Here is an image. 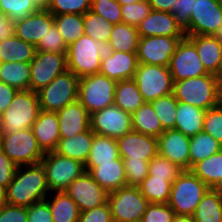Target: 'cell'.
<instances>
[{
    "mask_svg": "<svg viewBox=\"0 0 222 222\" xmlns=\"http://www.w3.org/2000/svg\"><path fill=\"white\" fill-rule=\"evenodd\" d=\"M48 191L50 193L41 163L18 166L13 180L5 188L6 202L10 205L30 207L33 203L46 199Z\"/></svg>",
    "mask_w": 222,
    "mask_h": 222,
    "instance_id": "obj_1",
    "label": "cell"
},
{
    "mask_svg": "<svg viewBox=\"0 0 222 222\" xmlns=\"http://www.w3.org/2000/svg\"><path fill=\"white\" fill-rule=\"evenodd\" d=\"M137 27L125 23L115 24L109 38L113 51L137 52L139 44Z\"/></svg>",
    "mask_w": 222,
    "mask_h": 222,
    "instance_id": "obj_37",
    "label": "cell"
},
{
    "mask_svg": "<svg viewBox=\"0 0 222 222\" xmlns=\"http://www.w3.org/2000/svg\"><path fill=\"white\" fill-rule=\"evenodd\" d=\"M151 10L147 0L122 5V23L137 27L149 15Z\"/></svg>",
    "mask_w": 222,
    "mask_h": 222,
    "instance_id": "obj_47",
    "label": "cell"
},
{
    "mask_svg": "<svg viewBox=\"0 0 222 222\" xmlns=\"http://www.w3.org/2000/svg\"><path fill=\"white\" fill-rule=\"evenodd\" d=\"M121 6L125 4L135 3V2H141L146 0H116Z\"/></svg>",
    "mask_w": 222,
    "mask_h": 222,
    "instance_id": "obj_64",
    "label": "cell"
},
{
    "mask_svg": "<svg viewBox=\"0 0 222 222\" xmlns=\"http://www.w3.org/2000/svg\"><path fill=\"white\" fill-rule=\"evenodd\" d=\"M0 8L13 22L39 10L33 0H0Z\"/></svg>",
    "mask_w": 222,
    "mask_h": 222,
    "instance_id": "obj_44",
    "label": "cell"
},
{
    "mask_svg": "<svg viewBox=\"0 0 222 222\" xmlns=\"http://www.w3.org/2000/svg\"><path fill=\"white\" fill-rule=\"evenodd\" d=\"M184 38L170 36L140 37L136 52L138 63L168 67L178 43Z\"/></svg>",
    "mask_w": 222,
    "mask_h": 222,
    "instance_id": "obj_15",
    "label": "cell"
},
{
    "mask_svg": "<svg viewBox=\"0 0 222 222\" xmlns=\"http://www.w3.org/2000/svg\"><path fill=\"white\" fill-rule=\"evenodd\" d=\"M27 214V222H53L47 199L37 201L27 207Z\"/></svg>",
    "mask_w": 222,
    "mask_h": 222,
    "instance_id": "obj_53",
    "label": "cell"
},
{
    "mask_svg": "<svg viewBox=\"0 0 222 222\" xmlns=\"http://www.w3.org/2000/svg\"><path fill=\"white\" fill-rule=\"evenodd\" d=\"M175 212L167 203H150L142 216V222H172Z\"/></svg>",
    "mask_w": 222,
    "mask_h": 222,
    "instance_id": "obj_50",
    "label": "cell"
},
{
    "mask_svg": "<svg viewBox=\"0 0 222 222\" xmlns=\"http://www.w3.org/2000/svg\"><path fill=\"white\" fill-rule=\"evenodd\" d=\"M206 110L199 107L178 102L176 109L175 130L188 137L195 136L203 131Z\"/></svg>",
    "mask_w": 222,
    "mask_h": 222,
    "instance_id": "obj_28",
    "label": "cell"
},
{
    "mask_svg": "<svg viewBox=\"0 0 222 222\" xmlns=\"http://www.w3.org/2000/svg\"><path fill=\"white\" fill-rule=\"evenodd\" d=\"M53 17L54 24L56 25L67 46L85 34L83 26V15L59 14L53 15Z\"/></svg>",
    "mask_w": 222,
    "mask_h": 222,
    "instance_id": "obj_39",
    "label": "cell"
},
{
    "mask_svg": "<svg viewBox=\"0 0 222 222\" xmlns=\"http://www.w3.org/2000/svg\"><path fill=\"white\" fill-rule=\"evenodd\" d=\"M152 10L169 12L177 0H147Z\"/></svg>",
    "mask_w": 222,
    "mask_h": 222,
    "instance_id": "obj_59",
    "label": "cell"
},
{
    "mask_svg": "<svg viewBox=\"0 0 222 222\" xmlns=\"http://www.w3.org/2000/svg\"><path fill=\"white\" fill-rule=\"evenodd\" d=\"M39 112L37 92L18 90L8 108L0 114V135L31 128Z\"/></svg>",
    "mask_w": 222,
    "mask_h": 222,
    "instance_id": "obj_3",
    "label": "cell"
},
{
    "mask_svg": "<svg viewBox=\"0 0 222 222\" xmlns=\"http://www.w3.org/2000/svg\"><path fill=\"white\" fill-rule=\"evenodd\" d=\"M27 207L4 204L0 208V222H27Z\"/></svg>",
    "mask_w": 222,
    "mask_h": 222,
    "instance_id": "obj_55",
    "label": "cell"
},
{
    "mask_svg": "<svg viewBox=\"0 0 222 222\" xmlns=\"http://www.w3.org/2000/svg\"><path fill=\"white\" fill-rule=\"evenodd\" d=\"M14 35V22L0 8V42Z\"/></svg>",
    "mask_w": 222,
    "mask_h": 222,
    "instance_id": "obj_58",
    "label": "cell"
},
{
    "mask_svg": "<svg viewBox=\"0 0 222 222\" xmlns=\"http://www.w3.org/2000/svg\"><path fill=\"white\" fill-rule=\"evenodd\" d=\"M172 222H195L192 216L175 214Z\"/></svg>",
    "mask_w": 222,
    "mask_h": 222,
    "instance_id": "obj_60",
    "label": "cell"
},
{
    "mask_svg": "<svg viewBox=\"0 0 222 222\" xmlns=\"http://www.w3.org/2000/svg\"><path fill=\"white\" fill-rule=\"evenodd\" d=\"M31 129L38 145L45 153L56 149L60 140L57 112L40 110Z\"/></svg>",
    "mask_w": 222,
    "mask_h": 222,
    "instance_id": "obj_24",
    "label": "cell"
},
{
    "mask_svg": "<svg viewBox=\"0 0 222 222\" xmlns=\"http://www.w3.org/2000/svg\"><path fill=\"white\" fill-rule=\"evenodd\" d=\"M216 189L222 192V181H221L220 185Z\"/></svg>",
    "mask_w": 222,
    "mask_h": 222,
    "instance_id": "obj_67",
    "label": "cell"
},
{
    "mask_svg": "<svg viewBox=\"0 0 222 222\" xmlns=\"http://www.w3.org/2000/svg\"><path fill=\"white\" fill-rule=\"evenodd\" d=\"M83 26L85 35L96 41L109 42L114 25L89 10L83 14Z\"/></svg>",
    "mask_w": 222,
    "mask_h": 222,
    "instance_id": "obj_41",
    "label": "cell"
},
{
    "mask_svg": "<svg viewBox=\"0 0 222 222\" xmlns=\"http://www.w3.org/2000/svg\"><path fill=\"white\" fill-rule=\"evenodd\" d=\"M194 1L196 2L197 0H177L169 11L174 15L176 22L183 30L190 24V15L193 10Z\"/></svg>",
    "mask_w": 222,
    "mask_h": 222,
    "instance_id": "obj_52",
    "label": "cell"
},
{
    "mask_svg": "<svg viewBox=\"0 0 222 222\" xmlns=\"http://www.w3.org/2000/svg\"><path fill=\"white\" fill-rule=\"evenodd\" d=\"M113 222L140 221L150 202L138 187L125 186L108 194Z\"/></svg>",
    "mask_w": 222,
    "mask_h": 222,
    "instance_id": "obj_10",
    "label": "cell"
},
{
    "mask_svg": "<svg viewBox=\"0 0 222 222\" xmlns=\"http://www.w3.org/2000/svg\"><path fill=\"white\" fill-rule=\"evenodd\" d=\"M0 81L16 90H28L30 81V63H2L0 65Z\"/></svg>",
    "mask_w": 222,
    "mask_h": 222,
    "instance_id": "obj_36",
    "label": "cell"
},
{
    "mask_svg": "<svg viewBox=\"0 0 222 222\" xmlns=\"http://www.w3.org/2000/svg\"><path fill=\"white\" fill-rule=\"evenodd\" d=\"M79 78L66 70L47 86L37 91L40 110L58 112L67 104L78 100Z\"/></svg>",
    "mask_w": 222,
    "mask_h": 222,
    "instance_id": "obj_6",
    "label": "cell"
},
{
    "mask_svg": "<svg viewBox=\"0 0 222 222\" xmlns=\"http://www.w3.org/2000/svg\"><path fill=\"white\" fill-rule=\"evenodd\" d=\"M168 68L173 81L209 74L197 54L195 45L187 37L178 43Z\"/></svg>",
    "mask_w": 222,
    "mask_h": 222,
    "instance_id": "obj_14",
    "label": "cell"
},
{
    "mask_svg": "<svg viewBox=\"0 0 222 222\" xmlns=\"http://www.w3.org/2000/svg\"><path fill=\"white\" fill-rule=\"evenodd\" d=\"M133 79L145 102L173 93L174 82L168 67L139 63Z\"/></svg>",
    "mask_w": 222,
    "mask_h": 222,
    "instance_id": "obj_11",
    "label": "cell"
},
{
    "mask_svg": "<svg viewBox=\"0 0 222 222\" xmlns=\"http://www.w3.org/2000/svg\"><path fill=\"white\" fill-rule=\"evenodd\" d=\"M203 132L210 134L222 145V112L217 107L206 111Z\"/></svg>",
    "mask_w": 222,
    "mask_h": 222,
    "instance_id": "obj_51",
    "label": "cell"
},
{
    "mask_svg": "<svg viewBox=\"0 0 222 222\" xmlns=\"http://www.w3.org/2000/svg\"><path fill=\"white\" fill-rule=\"evenodd\" d=\"M216 107L222 112V85L218 89Z\"/></svg>",
    "mask_w": 222,
    "mask_h": 222,
    "instance_id": "obj_61",
    "label": "cell"
},
{
    "mask_svg": "<svg viewBox=\"0 0 222 222\" xmlns=\"http://www.w3.org/2000/svg\"><path fill=\"white\" fill-rule=\"evenodd\" d=\"M216 76L219 80V84L222 85V60H221L220 68H219L218 73L216 74Z\"/></svg>",
    "mask_w": 222,
    "mask_h": 222,
    "instance_id": "obj_65",
    "label": "cell"
},
{
    "mask_svg": "<svg viewBox=\"0 0 222 222\" xmlns=\"http://www.w3.org/2000/svg\"><path fill=\"white\" fill-rule=\"evenodd\" d=\"M192 217L195 222H222V192L209 188Z\"/></svg>",
    "mask_w": 222,
    "mask_h": 222,
    "instance_id": "obj_31",
    "label": "cell"
},
{
    "mask_svg": "<svg viewBox=\"0 0 222 222\" xmlns=\"http://www.w3.org/2000/svg\"><path fill=\"white\" fill-rule=\"evenodd\" d=\"M140 37L170 36L186 37L185 31L170 12L151 10L149 15L137 26Z\"/></svg>",
    "mask_w": 222,
    "mask_h": 222,
    "instance_id": "obj_21",
    "label": "cell"
},
{
    "mask_svg": "<svg viewBox=\"0 0 222 222\" xmlns=\"http://www.w3.org/2000/svg\"><path fill=\"white\" fill-rule=\"evenodd\" d=\"M222 25V8L219 0L194 1L186 35H215Z\"/></svg>",
    "mask_w": 222,
    "mask_h": 222,
    "instance_id": "obj_16",
    "label": "cell"
},
{
    "mask_svg": "<svg viewBox=\"0 0 222 222\" xmlns=\"http://www.w3.org/2000/svg\"><path fill=\"white\" fill-rule=\"evenodd\" d=\"M144 103L145 101L133 78L121 80L116 83L114 104L120 109L132 115Z\"/></svg>",
    "mask_w": 222,
    "mask_h": 222,
    "instance_id": "obj_32",
    "label": "cell"
},
{
    "mask_svg": "<svg viewBox=\"0 0 222 222\" xmlns=\"http://www.w3.org/2000/svg\"><path fill=\"white\" fill-rule=\"evenodd\" d=\"M222 149V145L210 134L199 132L190 137V167L194 164L216 154Z\"/></svg>",
    "mask_w": 222,
    "mask_h": 222,
    "instance_id": "obj_38",
    "label": "cell"
},
{
    "mask_svg": "<svg viewBox=\"0 0 222 222\" xmlns=\"http://www.w3.org/2000/svg\"><path fill=\"white\" fill-rule=\"evenodd\" d=\"M138 64L136 52L114 51L106 60L101 61L99 73L116 82L132 79Z\"/></svg>",
    "mask_w": 222,
    "mask_h": 222,
    "instance_id": "obj_23",
    "label": "cell"
},
{
    "mask_svg": "<svg viewBox=\"0 0 222 222\" xmlns=\"http://www.w3.org/2000/svg\"><path fill=\"white\" fill-rule=\"evenodd\" d=\"M119 156L122 160L151 161L158 155L156 137L141 134L134 130L117 139Z\"/></svg>",
    "mask_w": 222,
    "mask_h": 222,
    "instance_id": "obj_19",
    "label": "cell"
},
{
    "mask_svg": "<svg viewBox=\"0 0 222 222\" xmlns=\"http://www.w3.org/2000/svg\"><path fill=\"white\" fill-rule=\"evenodd\" d=\"M90 129L95 134L118 139L133 130L132 116L112 104L90 114Z\"/></svg>",
    "mask_w": 222,
    "mask_h": 222,
    "instance_id": "obj_13",
    "label": "cell"
},
{
    "mask_svg": "<svg viewBox=\"0 0 222 222\" xmlns=\"http://www.w3.org/2000/svg\"><path fill=\"white\" fill-rule=\"evenodd\" d=\"M91 11L113 25L122 23L121 5L116 0H92Z\"/></svg>",
    "mask_w": 222,
    "mask_h": 222,
    "instance_id": "obj_46",
    "label": "cell"
},
{
    "mask_svg": "<svg viewBox=\"0 0 222 222\" xmlns=\"http://www.w3.org/2000/svg\"><path fill=\"white\" fill-rule=\"evenodd\" d=\"M36 54V46L19 39L17 36L0 42V57L2 62L30 63Z\"/></svg>",
    "mask_w": 222,
    "mask_h": 222,
    "instance_id": "obj_30",
    "label": "cell"
},
{
    "mask_svg": "<svg viewBox=\"0 0 222 222\" xmlns=\"http://www.w3.org/2000/svg\"><path fill=\"white\" fill-rule=\"evenodd\" d=\"M127 186H139L148 176L149 161L123 160Z\"/></svg>",
    "mask_w": 222,
    "mask_h": 222,
    "instance_id": "obj_49",
    "label": "cell"
},
{
    "mask_svg": "<svg viewBox=\"0 0 222 222\" xmlns=\"http://www.w3.org/2000/svg\"><path fill=\"white\" fill-rule=\"evenodd\" d=\"M94 132L89 128L70 138H60L56 149L57 154L75 159L85 165L91 146L93 144Z\"/></svg>",
    "mask_w": 222,
    "mask_h": 222,
    "instance_id": "obj_27",
    "label": "cell"
},
{
    "mask_svg": "<svg viewBox=\"0 0 222 222\" xmlns=\"http://www.w3.org/2000/svg\"><path fill=\"white\" fill-rule=\"evenodd\" d=\"M65 192L75 201L80 212L91 210L108 202L109 193L87 171L76 178Z\"/></svg>",
    "mask_w": 222,
    "mask_h": 222,
    "instance_id": "obj_17",
    "label": "cell"
},
{
    "mask_svg": "<svg viewBox=\"0 0 222 222\" xmlns=\"http://www.w3.org/2000/svg\"><path fill=\"white\" fill-rule=\"evenodd\" d=\"M116 81L96 73L79 78L78 101L93 114L114 104Z\"/></svg>",
    "mask_w": 222,
    "mask_h": 222,
    "instance_id": "obj_7",
    "label": "cell"
},
{
    "mask_svg": "<svg viewBox=\"0 0 222 222\" xmlns=\"http://www.w3.org/2000/svg\"><path fill=\"white\" fill-rule=\"evenodd\" d=\"M173 94L178 102L203 110L216 107L219 80L215 74L173 81Z\"/></svg>",
    "mask_w": 222,
    "mask_h": 222,
    "instance_id": "obj_4",
    "label": "cell"
},
{
    "mask_svg": "<svg viewBox=\"0 0 222 222\" xmlns=\"http://www.w3.org/2000/svg\"><path fill=\"white\" fill-rule=\"evenodd\" d=\"M6 203L5 188L0 185V208Z\"/></svg>",
    "mask_w": 222,
    "mask_h": 222,
    "instance_id": "obj_63",
    "label": "cell"
},
{
    "mask_svg": "<svg viewBox=\"0 0 222 222\" xmlns=\"http://www.w3.org/2000/svg\"><path fill=\"white\" fill-rule=\"evenodd\" d=\"M44 167L47 185L50 191L61 192L86 170L81 162L57 154L55 151L46 152L40 161Z\"/></svg>",
    "mask_w": 222,
    "mask_h": 222,
    "instance_id": "obj_9",
    "label": "cell"
},
{
    "mask_svg": "<svg viewBox=\"0 0 222 222\" xmlns=\"http://www.w3.org/2000/svg\"><path fill=\"white\" fill-rule=\"evenodd\" d=\"M54 198L48 199L53 222H78L80 210L75 201L65 192H55Z\"/></svg>",
    "mask_w": 222,
    "mask_h": 222,
    "instance_id": "obj_35",
    "label": "cell"
},
{
    "mask_svg": "<svg viewBox=\"0 0 222 222\" xmlns=\"http://www.w3.org/2000/svg\"><path fill=\"white\" fill-rule=\"evenodd\" d=\"M222 43V25L214 35Z\"/></svg>",
    "mask_w": 222,
    "mask_h": 222,
    "instance_id": "obj_66",
    "label": "cell"
},
{
    "mask_svg": "<svg viewBox=\"0 0 222 222\" xmlns=\"http://www.w3.org/2000/svg\"><path fill=\"white\" fill-rule=\"evenodd\" d=\"M183 171L178 165L158 154L149 162L148 175L165 178L172 184Z\"/></svg>",
    "mask_w": 222,
    "mask_h": 222,
    "instance_id": "obj_43",
    "label": "cell"
},
{
    "mask_svg": "<svg viewBox=\"0 0 222 222\" xmlns=\"http://www.w3.org/2000/svg\"><path fill=\"white\" fill-rule=\"evenodd\" d=\"M208 73L217 74L222 60V43L214 35H186Z\"/></svg>",
    "mask_w": 222,
    "mask_h": 222,
    "instance_id": "obj_25",
    "label": "cell"
},
{
    "mask_svg": "<svg viewBox=\"0 0 222 222\" xmlns=\"http://www.w3.org/2000/svg\"><path fill=\"white\" fill-rule=\"evenodd\" d=\"M131 116L132 128L136 132L158 138L164 131L150 102H145Z\"/></svg>",
    "mask_w": 222,
    "mask_h": 222,
    "instance_id": "obj_34",
    "label": "cell"
},
{
    "mask_svg": "<svg viewBox=\"0 0 222 222\" xmlns=\"http://www.w3.org/2000/svg\"><path fill=\"white\" fill-rule=\"evenodd\" d=\"M78 222H113L108 202L91 210L80 212Z\"/></svg>",
    "mask_w": 222,
    "mask_h": 222,
    "instance_id": "obj_54",
    "label": "cell"
},
{
    "mask_svg": "<svg viewBox=\"0 0 222 222\" xmlns=\"http://www.w3.org/2000/svg\"><path fill=\"white\" fill-rule=\"evenodd\" d=\"M17 165L0 149V185L6 188L13 180Z\"/></svg>",
    "mask_w": 222,
    "mask_h": 222,
    "instance_id": "obj_56",
    "label": "cell"
},
{
    "mask_svg": "<svg viewBox=\"0 0 222 222\" xmlns=\"http://www.w3.org/2000/svg\"><path fill=\"white\" fill-rule=\"evenodd\" d=\"M68 46L58 31L55 24L51 26L47 34L36 45V51L67 54Z\"/></svg>",
    "mask_w": 222,
    "mask_h": 222,
    "instance_id": "obj_48",
    "label": "cell"
},
{
    "mask_svg": "<svg viewBox=\"0 0 222 222\" xmlns=\"http://www.w3.org/2000/svg\"><path fill=\"white\" fill-rule=\"evenodd\" d=\"M190 171L209 188L216 189L222 181V149L194 164Z\"/></svg>",
    "mask_w": 222,
    "mask_h": 222,
    "instance_id": "obj_33",
    "label": "cell"
},
{
    "mask_svg": "<svg viewBox=\"0 0 222 222\" xmlns=\"http://www.w3.org/2000/svg\"><path fill=\"white\" fill-rule=\"evenodd\" d=\"M33 2L39 9H46L49 4V0H33Z\"/></svg>",
    "mask_w": 222,
    "mask_h": 222,
    "instance_id": "obj_62",
    "label": "cell"
},
{
    "mask_svg": "<svg viewBox=\"0 0 222 222\" xmlns=\"http://www.w3.org/2000/svg\"><path fill=\"white\" fill-rule=\"evenodd\" d=\"M150 103L163 126V130L175 129L178 101L174 94L162 96Z\"/></svg>",
    "mask_w": 222,
    "mask_h": 222,
    "instance_id": "obj_42",
    "label": "cell"
},
{
    "mask_svg": "<svg viewBox=\"0 0 222 222\" xmlns=\"http://www.w3.org/2000/svg\"><path fill=\"white\" fill-rule=\"evenodd\" d=\"M0 149L17 166L38 164L45 156L31 128L0 135Z\"/></svg>",
    "mask_w": 222,
    "mask_h": 222,
    "instance_id": "obj_8",
    "label": "cell"
},
{
    "mask_svg": "<svg viewBox=\"0 0 222 222\" xmlns=\"http://www.w3.org/2000/svg\"><path fill=\"white\" fill-rule=\"evenodd\" d=\"M171 186L165 178L148 175L137 187L150 203H168Z\"/></svg>",
    "mask_w": 222,
    "mask_h": 222,
    "instance_id": "obj_40",
    "label": "cell"
},
{
    "mask_svg": "<svg viewBox=\"0 0 222 222\" xmlns=\"http://www.w3.org/2000/svg\"><path fill=\"white\" fill-rule=\"evenodd\" d=\"M119 157L117 139L94 134L89 157L85 163V170L90 172L98 163L112 162Z\"/></svg>",
    "mask_w": 222,
    "mask_h": 222,
    "instance_id": "obj_29",
    "label": "cell"
},
{
    "mask_svg": "<svg viewBox=\"0 0 222 222\" xmlns=\"http://www.w3.org/2000/svg\"><path fill=\"white\" fill-rule=\"evenodd\" d=\"M89 173L108 193L127 186L124 162L120 157L112 162L98 163Z\"/></svg>",
    "mask_w": 222,
    "mask_h": 222,
    "instance_id": "obj_26",
    "label": "cell"
},
{
    "mask_svg": "<svg viewBox=\"0 0 222 222\" xmlns=\"http://www.w3.org/2000/svg\"><path fill=\"white\" fill-rule=\"evenodd\" d=\"M92 0H49L47 9L53 15L85 14L91 10Z\"/></svg>",
    "mask_w": 222,
    "mask_h": 222,
    "instance_id": "obj_45",
    "label": "cell"
},
{
    "mask_svg": "<svg viewBox=\"0 0 222 222\" xmlns=\"http://www.w3.org/2000/svg\"><path fill=\"white\" fill-rule=\"evenodd\" d=\"M208 189L191 171H183L172 183L167 204L178 215L193 216Z\"/></svg>",
    "mask_w": 222,
    "mask_h": 222,
    "instance_id": "obj_5",
    "label": "cell"
},
{
    "mask_svg": "<svg viewBox=\"0 0 222 222\" xmlns=\"http://www.w3.org/2000/svg\"><path fill=\"white\" fill-rule=\"evenodd\" d=\"M17 91L15 88L0 81V114L8 108Z\"/></svg>",
    "mask_w": 222,
    "mask_h": 222,
    "instance_id": "obj_57",
    "label": "cell"
},
{
    "mask_svg": "<svg viewBox=\"0 0 222 222\" xmlns=\"http://www.w3.org/2000/svg\"><path fill=\"white\" fill-rule=\"evenodd\" d=\"M60 138H70L90 128V113L76 100L57 112Z\"/></svg>",
    "mask_w": 222,
    "mask_h": 222,
    "instance_id": "obj_22",
    "label": "cell"
},
{
    "mask_svg": "<svg viewBox=\"0 0 222 222\" xmlns=\"http://www.w3.org/2000/svg\"><path fill=\"white\" fill-rule=\"evenodd\" d=\"M53 24V14L47 8L39 9L26 18L14 22V35L36 46Z\"/></svg>",
    "mask_w": 222,
    "mask_h": 222,
    "instance_id": "obj_20",
    "label": "cell"
},
{
    "mask_svg": "<svg viewBox=\"0 0 222 222\" xmlns=\"http://www.w3.org/2000/svg\"><path fill=\"white\" fill-rule=\"evenodd\" d=\"M109 42L96 41L88 35H83L68 46L67 70L78 78L99 73L101 61L113 54Z\"/></svg>",
    "mask_w": 222,
    "mask_h": 222,
    "instance_id": "obj_2",
    "label": "cell"
},
{
    "mask_svg": "<svg viewBox=\"0 0 222 222\" xmlns=\"http://www.w3.org/2000/svg\"><path fill=\"white\" fill-rule=\"evenodd\" d=\"M158 154L169 159L184 171H190V137L178 130H164L159 137Z\"/></svg>",
    "mask_w": 222,
    "mask_h": 222,
    "instance_id": "obj_18",
    "label": "cell"
},
{
    "mask_svg": "<svg viewBox=\"0 0 222 222\" xmlns=\"http://www.w3.org/2000/svg\"><path fill=\"white\" fill-rule=\"evenodd\" d=\"M67 54L40 52L30 62L29 89L37 92L67 70Z\"/></svg>",
    "mask_w": 222,
    "mask_h": 222,
    "instance_id": "obj_12",
    "label": "cell"
}]
</instances>
